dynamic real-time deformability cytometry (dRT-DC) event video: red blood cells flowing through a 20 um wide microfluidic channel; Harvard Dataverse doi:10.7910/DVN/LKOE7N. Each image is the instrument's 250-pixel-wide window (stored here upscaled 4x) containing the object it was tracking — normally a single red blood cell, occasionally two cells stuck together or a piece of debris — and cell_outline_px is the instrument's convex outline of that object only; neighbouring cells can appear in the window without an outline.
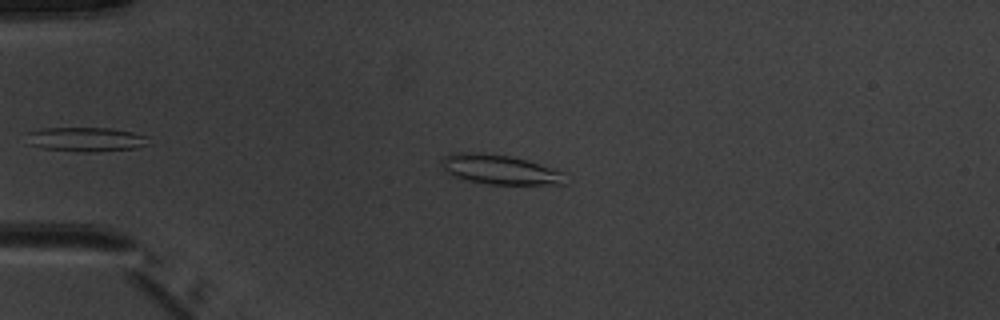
{"species": "common noctule bat (a hibernating species)", "species_latin": "Nyctalus noctula", "temperature_condition": "warm", "stored_images_in_passage": 3, "camera_frame_rate_fps": 3000, "um_per_image_px": 0.085, "animal": {"sex": "male", "body_mass_g": 20.1, "forearm_length_mm": 53.5}, "frame": {"image": 1, "passage_image": 2, "time_ms": 1.333, "image_size_px": [1000, 320], "cell_outline_px": [[564, 184], [492, 184], [468, 180], [452, 176], [440, 164], [440, 156], [452, 152], [484, 152], [508, 156], [524, 160], [564, 172]], "centroid_in_image_um": [42.38, 14.39], "position_along_channel_um": 42.6, "area_um2": 21.15}}